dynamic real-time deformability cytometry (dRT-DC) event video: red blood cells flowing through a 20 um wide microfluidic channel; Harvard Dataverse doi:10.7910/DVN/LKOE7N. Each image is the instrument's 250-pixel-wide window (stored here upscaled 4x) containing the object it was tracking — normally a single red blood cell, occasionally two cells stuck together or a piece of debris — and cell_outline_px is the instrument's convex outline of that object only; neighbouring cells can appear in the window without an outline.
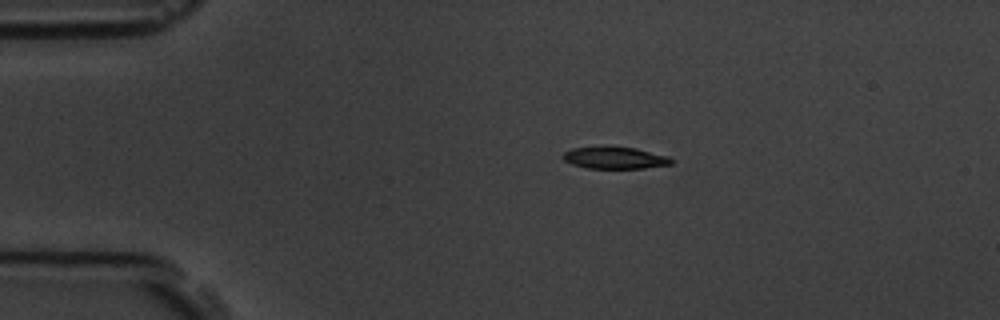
{"species": "common noctule bat (a hibernating species)", "species_latin": "Nyctalus noctula", "temperature_condition": "room temperature", "stored_images_in_passage": 4, "camera_frame_rate_fps": 3000, "um_per_image_px": 0.085, "animal": {"sex": "male", "body_mass_g": 19.5, "forearm_length_mm": 54.6}, "frame": {"image": 1, "passage_image": 1, "time_ms": 0.0, "image_size_px": [1000, 320], "cell_outline_px": [[672, 164], [644, 168], [588, 168], [572, 164], [564, 160], [560, 156], [564, 152], [572, 148], [636, 148], [668, 156], [672, 160]], "centroid_in_image_um": [52.26, 13.44], "position_along_channel_um": 32.7, "area_um2": 13.41}}
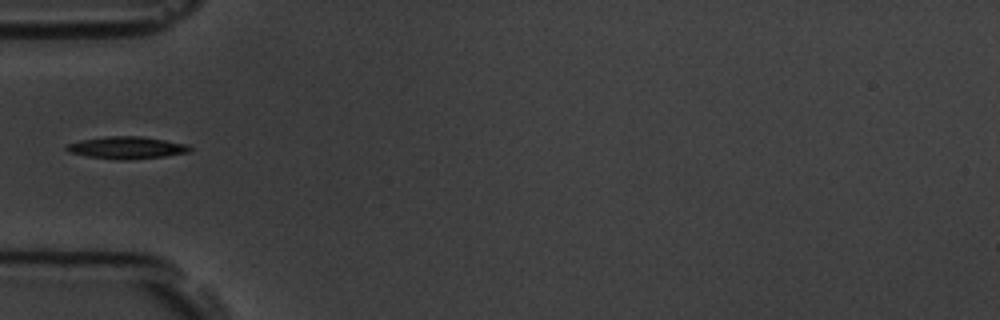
{"frame": {"image": 2, "passage_image": 3, "time_ms": 2.333, "image_size_px": [1000, 320], "cell_outline_px": [[192, 148], [188, 152], [164, 156], [124, 160], [120, 160], [88, 156], [68, 152], [64, 148], [68, 144], [80, 140], [104, 136], [140, 136], [188, 144]], "centroid_in_image_um": [10.74, 12.54], "position_along_channel_um": 74.3, "area_um2": 15.84}}
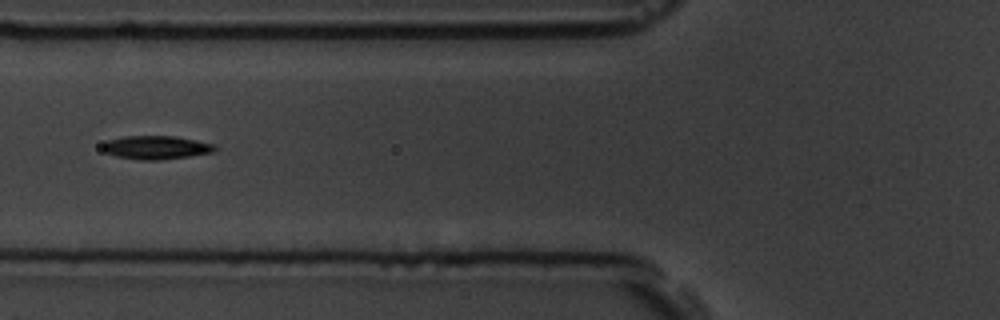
{"frame": {"image": 3, "passage_image": 4, "time_ms": 3.333, "image_size_px": [1000, 320], "cell_outline_px": [[216, 148], [212, 152], [188, 156], [160, 160], [140, 160], [116, 156], [104, 152], [100, 148], [100, 144], [108, 140], [124, 136], [176, 136], [216, 144]], "centroid_in_image_um": [13.22, 12.53], "position_along_channel_um": 112.6, "area_um2": 15.49}}